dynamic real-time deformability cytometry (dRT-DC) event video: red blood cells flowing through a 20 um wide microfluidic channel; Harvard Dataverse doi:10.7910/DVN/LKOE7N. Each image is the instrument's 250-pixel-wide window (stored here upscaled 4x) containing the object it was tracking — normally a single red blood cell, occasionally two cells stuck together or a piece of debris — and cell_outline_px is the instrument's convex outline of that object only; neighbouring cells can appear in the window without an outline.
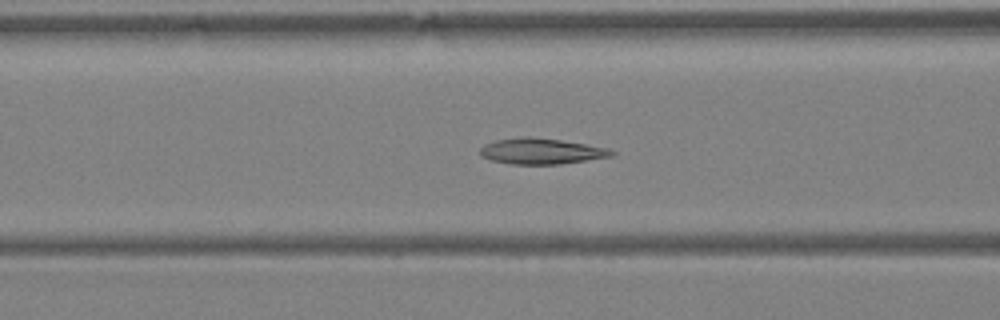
{"species": "Egyptian fruit bat (a non-hibernating species)", "species_latin": "Rousettus aegyptiacus", "temperature_condition": "warm", "stored_images_in_passage": 41, "segment_of_instrument_passage": [1, 2], "camera_frame_rate_fps": 3000, "um_per_image_px": 0.085, "animal": {"sex": "female"}, "frame": {"image": 1, "passage_image": 16, "time_ms": 5.0, "image_size_px": [1000, 320], "cell_outline_px": [[616, 152], [612, 156], [560, 164], [512, 164], [492, 160], [480, 156], [480, 148], [484, 144], [496, 140], [524, 136], [560, 140], [608, 148]], "centroid_in_image_um": [45.98, 12.85], "position_along_channel_um": 120.6, "area_um2": 19.59}}
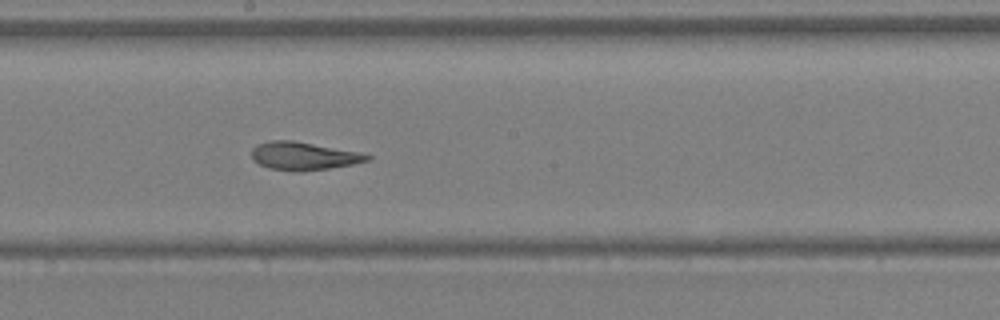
{"frame": {"image": 2, "passage_image": 22, "time_ms": 7.0, "image_size_px": [1000, 320], "cell_outline_px": [[372, 156], [368, 160], [352, 164], [328, 168], [300, 172], [296, 172], [268, 168], [252, 160], [252, 148], [256, 144], [268, 140], [292, 140], [356, 152]], "centroid_in_image_um": [25.71, 13.26], "position_along_channel_um": 222.5, "area_um2": 18.67}}
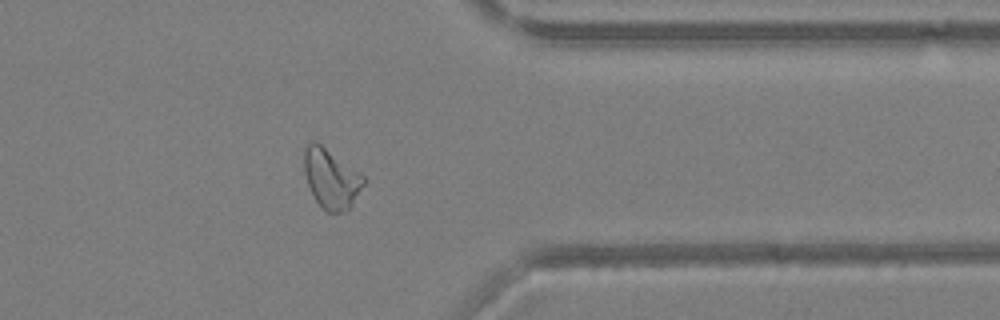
{"frame": {"image": 3, "passage_image": 32, "time_ms": 10.333, "image_size_px": [1000, 320], "cell_outline_px": [[368, 180], [352, 204], [344, 212], [328, 212], [316, 200], [308, 184], [304, 172], [304, 148], [308, 140], [316, 140], [360, 172]], "centroid_in_image_um": [28.16, 15.12], "position_along_channel_um": 383.2, "area_um2": 20.81}}